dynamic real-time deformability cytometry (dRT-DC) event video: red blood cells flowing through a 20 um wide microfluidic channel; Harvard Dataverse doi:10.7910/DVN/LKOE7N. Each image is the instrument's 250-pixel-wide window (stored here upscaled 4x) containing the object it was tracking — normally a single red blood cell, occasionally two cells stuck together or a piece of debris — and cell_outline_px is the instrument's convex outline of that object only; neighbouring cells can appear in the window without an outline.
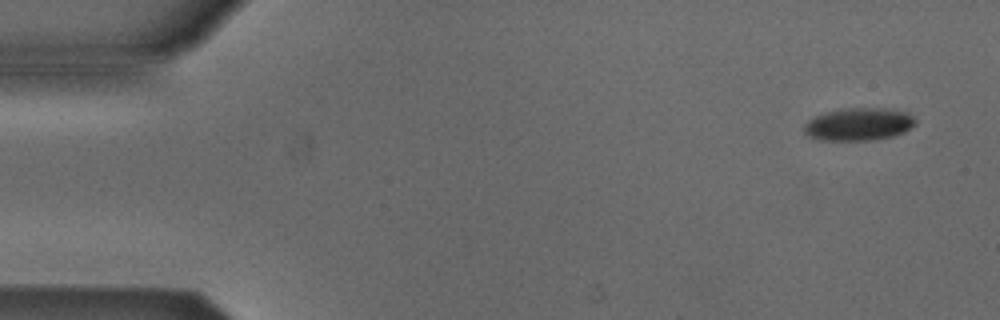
{"species": "Egyptian fruit bat (a non-hibernating species)", "species_latin": "Rousettus aegyptiacus", "temperature_condition": "cold", "stored_images_in_passage": 5, "camera_frame_rate_fps": 3000, "um_per_image_px": 0.085, "animal": {"sex": "male"}, "frame": {"image": 1, "passage_image": 1, "time_ms": 0.0, "image_size_px": [1000, 320], "cell_outline_px": [[916, 124], [904, 132], [892, 136], [868, 140], [820, 140], [808, 136], [804, 132], [804, 124], [808, 120], [816, 116], [828, 112], [848, 108], [888, 108], [908, 112], [916, 120]], "centroid_in_image_um": [73.01, 10.56], "position_along_channel_um": 12.0, "area_um2": 21.1}}
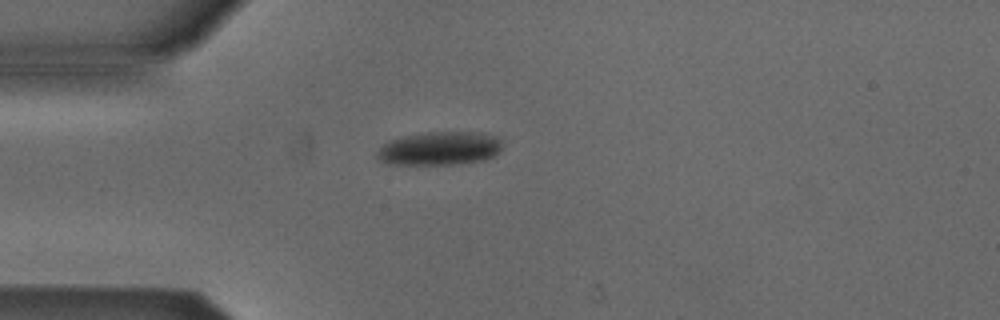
{"frame": {"image": 2, "passage_image": 4, "time_ms": 3.667, "image_size_px": [1000, 320], "cell_outline_px": [[500, 152], [484, 160], [452, 164], [388, 164], [380, 160], [376, 156], [376, 152], [384, 144], [392, 140], [404, 136], [428, 132], [484, 132], [496, 136], [500, 140]], "centroid_in_image_um": [37.38, 12.61], "position_along_channel_um": 47.6, "area_um2": 24.28}}